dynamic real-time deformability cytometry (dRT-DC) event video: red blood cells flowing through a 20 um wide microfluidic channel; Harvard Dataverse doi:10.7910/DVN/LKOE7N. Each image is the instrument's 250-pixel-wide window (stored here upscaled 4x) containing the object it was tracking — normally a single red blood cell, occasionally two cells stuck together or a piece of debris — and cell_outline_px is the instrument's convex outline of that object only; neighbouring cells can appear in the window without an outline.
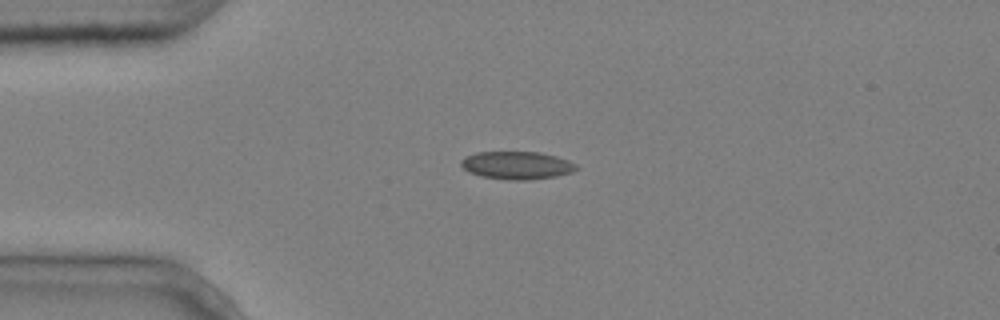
{"species": "common noctule bat (a hibernating species)", "species_latin": "Nyctalus noctula", "temperature_condition": "cold", "stored_images_in_passage": 2, "camera_frame_rate_fps": 3000, "um_per_image_px": 0.085, "animal": {"sex": "male", "body_mass_g": 20.4}, "frame": {"image": 1, "passage_image": 2, "time_ms": 0.333, "image_size_px": [1000, 320], "cell_outline_px": [[580, 168], [572, 172], [556, 176], [524, 180], [508, 180], [480, 176], [468, 172], [460, 164], [460, 160], [464, 156], [476, 152], [540, 152], [556, 156], [568, 160], [576, 164]], "centroid_in_image_um": [43.91, 14.05], "position_along_channel_um": 41.1, "area_um2": 18.84}}